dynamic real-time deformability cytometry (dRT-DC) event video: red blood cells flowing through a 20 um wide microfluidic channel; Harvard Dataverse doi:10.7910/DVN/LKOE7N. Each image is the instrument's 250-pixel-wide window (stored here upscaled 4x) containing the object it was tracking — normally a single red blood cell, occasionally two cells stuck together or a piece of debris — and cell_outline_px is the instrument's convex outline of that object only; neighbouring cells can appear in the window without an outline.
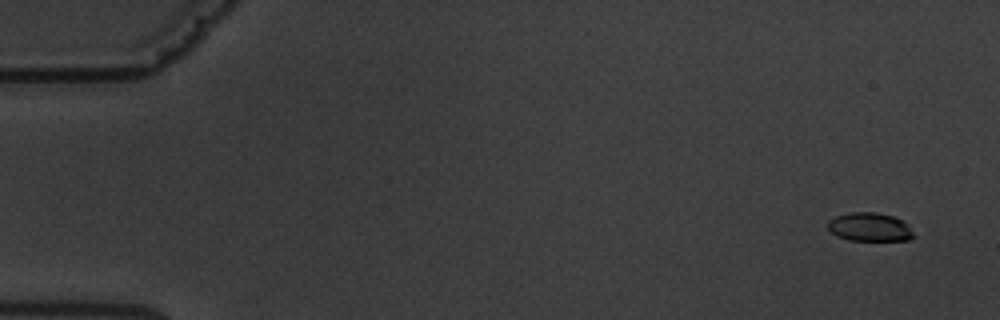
{"species": "common noctule bat (a hibernating species)", "species_latin": "Nyctalus noctula", "temperature_condition": "warm", "stored_images_in_passage": 6, "camera_frame_rate_fps": 3000, "um_per_image_px": 0.085, "animal": {"sex": "male", "body_mass_g": 19.5, "forearm_length_mm": 54.6}, "frame": {"image": 1, "passage_image": 1, "time_ms": 0.0, "image_size_px": [1000, 320], "cell_outline_px": [[916, 236], [908, 240], [848, 240], [836, 236], [828, 228], [828, 220], [836, 216], [852, 212], [876, 212], [892, 216], [908, 224]], "centroid_in_image_um": [73.93, 19.3], "position_along_channel_um": 11.1, "area_um2": 14.28}}
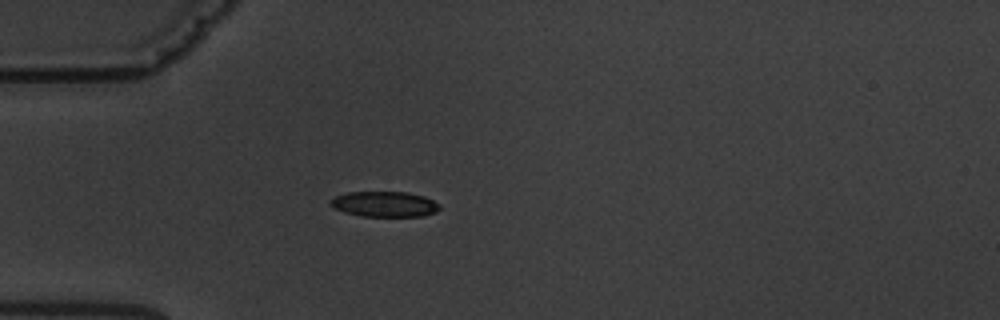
{"frame": {"image": 2, "passage_image": 5, "time_ms": 4.667, "image_size_px": [1000, 320], "cell_outline_px": [[440, 208], [436, 212], [424, 216], [360, 216], [344, 212], [328, 204], [328, 200], [336, 196], [348, 192], [408, 192], [424, 196], [440, 204]], "centroid_in_image_um": [32.68, 17.35], "position_along_channel_um": 52.3, "area_um2": 16.24}}